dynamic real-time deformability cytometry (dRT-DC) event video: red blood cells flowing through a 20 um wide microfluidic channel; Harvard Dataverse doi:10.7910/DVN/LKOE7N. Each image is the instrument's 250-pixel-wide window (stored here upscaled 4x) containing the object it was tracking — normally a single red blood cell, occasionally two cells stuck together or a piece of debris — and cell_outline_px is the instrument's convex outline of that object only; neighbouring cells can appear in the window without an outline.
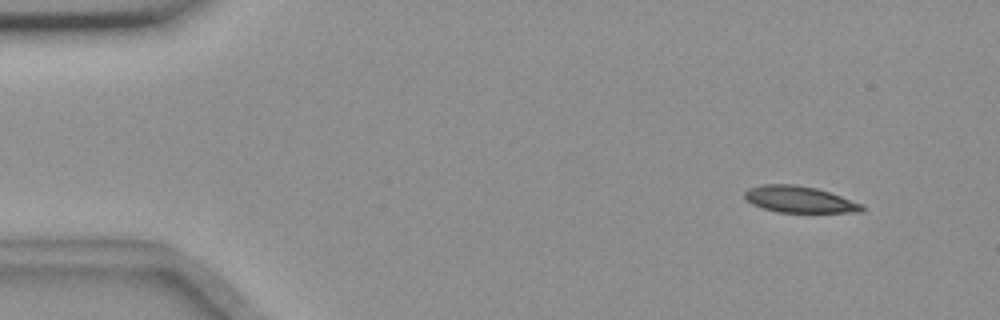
{"species": "common noctule bat (a hibernating species)", "species_latin": "Nyctalus noctula", "temperature_condition": "room temperature", "stored_images_in_passage": 4, "camera_frame_rate_fps": 3000, "um_per_image_px": 0.085, "animal": {"sex": "female", "body_mass_g": 18.4}, "frame": {"image": 1, "passage_image": 1, "time_ms": 0.0, "image_size_px": [1000, 320], "cell_outline_px": [[864, 208], [860, 212], [776, 212], [752, 204], [744, 196], [744, 192], [748, 188], [764, 184], [796, 184], [816, 188], [840, 196], [860, 204]], "centroid_in_image_um": [67.89, 16.94], "position_along_channel_um": 17.1, "area_um2": 17.8}}